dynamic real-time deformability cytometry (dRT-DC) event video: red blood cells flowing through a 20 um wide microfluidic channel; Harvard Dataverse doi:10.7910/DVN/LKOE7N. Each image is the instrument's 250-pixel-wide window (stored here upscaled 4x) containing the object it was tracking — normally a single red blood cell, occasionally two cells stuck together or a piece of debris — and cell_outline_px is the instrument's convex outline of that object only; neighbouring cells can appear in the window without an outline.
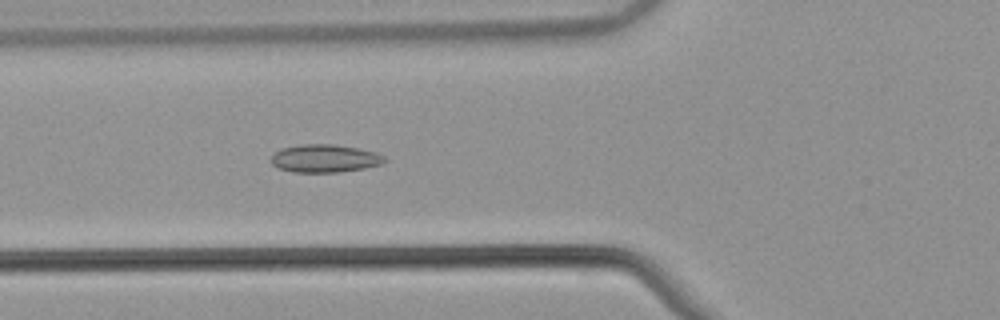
{"species": "common noctule bat (a hibernating species)", "species_latin": "Nyctalus noctula", "temperature_condition": "warm", "stored_images_in_passage": 54, "camera_frame_rate_fps": 3000, "um_per_image_px": 0.085, "animal": {"sex": "male", "body_mass_g": 21.5, "forearm_length_mm": 52.0}, "frame": {"image": 1, "passage_image": 21, "time_ms": 6.667, "image_size_px": [1000, 320], "cell_outline_px": [[388, 160], [380, 164], [364, 168], [340, 172], [292, 172], [276, 168], [272, 164], [272, 156], [280, 148], [300, 144], [336, 144], [376, 152], [384, 156]], "centroid_in_image_um": [27.59, 13.46], "position_along_channel_um": 98.2, "area_um2": 18.55}}
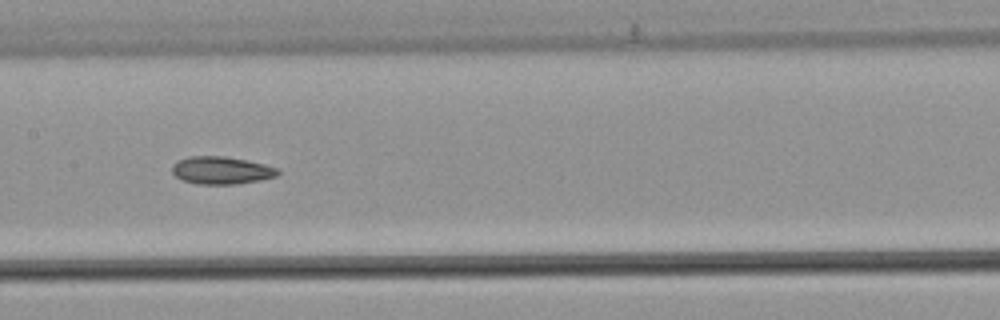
{"frame": {"image": 2, "passage_image": 28, "time_ms": 9.0, "image_size_px": [1000, 320], "cell_outline_px": [[280, 172], [276, 176], [260, 180], [236, 184], [196, 184], [184, 180], [176, 176], [172, 172], [172, 164], [176, 160], [192, 156], [224, 156], [264, 164], [280, 168]], "centroid_in_image_um": [18.81, 14.48], "position_along_channel_um": 188.6, "area_um2": 16.99}}
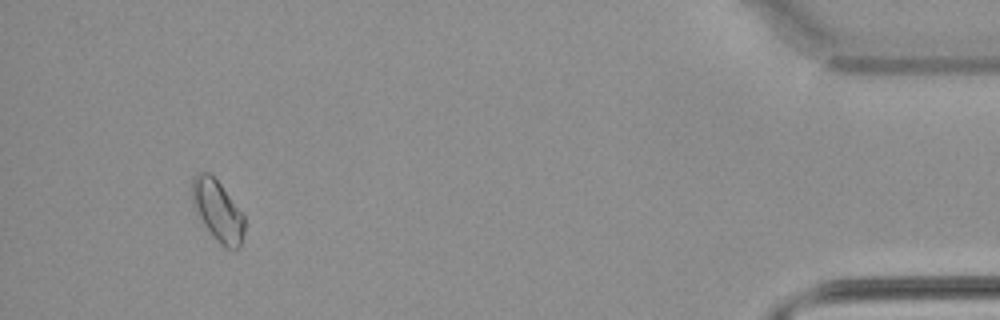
{"frame": {"image": 3, "passage_image": 51, "time_ms": 16.667, "image_size_px": [1000, 320], "cell_outline_px": [[244, 232], [240, 244], [236, 248], [224, 248], [216, 240], [204, 224], [192, 200], [192, 180], [196, 172], [208, 172], [220, 184], [244, 216]], "centroid_in_image_um": [18.5, 17.9], "position_along_channel_um": 416.7, "area_um2": 17.98}, "authors_computed_cell_mechanics": {"area_um2": 17.3689, "velocity_mm_per_s": 3.856, "shape_relaxation_time_tau1_ms": null, "shape_relaxation_time_tau2_ms": 7.0049, "deformation_change_tau1": null, "deformation_change_tau2": 0.0844}}